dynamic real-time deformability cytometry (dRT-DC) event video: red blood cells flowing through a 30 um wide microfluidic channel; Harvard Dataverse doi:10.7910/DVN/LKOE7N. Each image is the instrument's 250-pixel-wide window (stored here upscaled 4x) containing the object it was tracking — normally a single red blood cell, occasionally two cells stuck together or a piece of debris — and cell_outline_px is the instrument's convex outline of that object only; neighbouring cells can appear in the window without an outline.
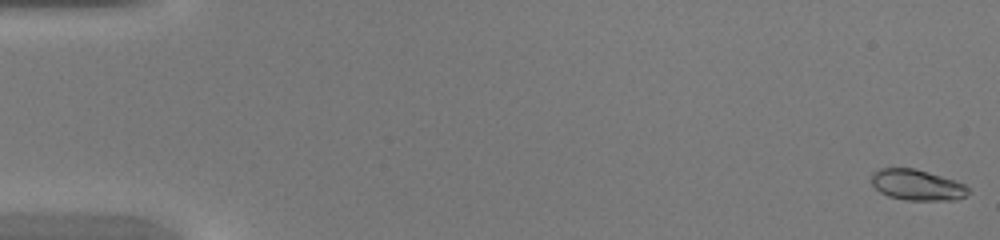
{"species": "common noctule bat (a hibernating species)", "species_latin": "Nyctalus noctula", "temperature_condition": "warm", "stored_images_in_passage": 45, "camera_frame_rate_fps": 3000, "um_per_image_px": 0.085, "animal": {"sex": "female", "body_mass_g": 20.0, "forearm_length_mm": 54.0}, "frame": {"image": 1, "passage_image": 1, "time_ms": 0.0, "image_size_px": [1000, 240], "cell_outline_px": [[972, 192], [956, 200], [904, 200], [888, 196], [880, 192], [872, 184], [872, 172], [880, 168], [916, 168], [964, 184]], "centroid_in_image_um": [77.94, 15.72], "position_along_channel_um": 7.1, "area_um2": 17.34}}
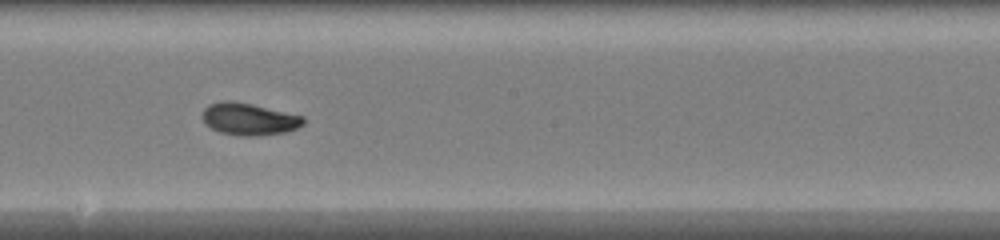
{"frame": {"image": 2, "passage_image": 26, "time_ms": 8.333, "image_size_px": [1000, 240], "cell_outline_px": [[304, 124], [296, 128], [284, 132], [256, 136], [240, 136], [220, 132], [204, 124], [200, 116], [204, 108], [208, 104], [224, 100], [228, 100], [252, 104], [304, 116]], "centroid_in_image_um": [21.11, 10.11], "position_along_channel_um": 227.1, "area_um2": 19.02}}
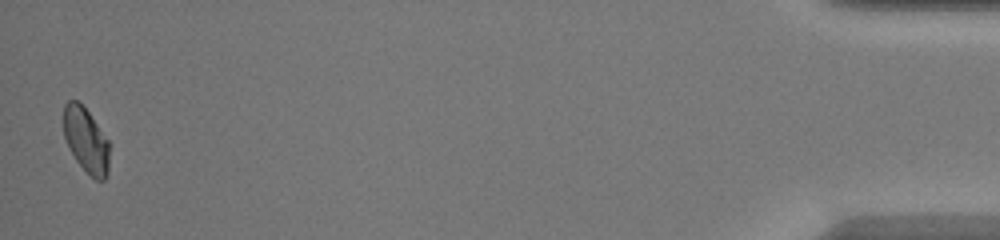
{"frame": {"image": 3, "passage_image": 45, "time_ms": 14.667, "image_size_px": [1000, 240], "cell_outline_px": [[112, 144], [108, 172], [104, 180], [96, 180], [76, 160], [68, 148], [64, 136], [64, 104], [68, 100], [76, 100], [88, 112]], "centroid_in_image_um": [7.35, 11.93], "position_along_channel_um": 427.8, "area_um2": 17.51}}